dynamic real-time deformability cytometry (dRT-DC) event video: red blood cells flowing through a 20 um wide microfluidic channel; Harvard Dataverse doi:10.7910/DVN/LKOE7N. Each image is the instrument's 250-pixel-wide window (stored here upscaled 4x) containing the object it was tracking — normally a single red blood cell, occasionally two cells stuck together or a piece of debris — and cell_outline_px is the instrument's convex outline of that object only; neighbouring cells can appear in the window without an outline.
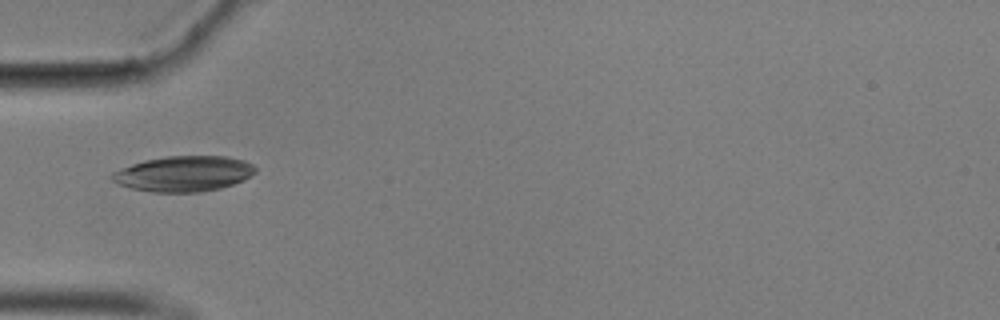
{"species": "common noctule bat (a hibernating species)", "species_latin": "Nyctalus noctula", "temperature_condition": "cold", "stored_images_in_passage": 32, "camera_frame_rate_fps": 3000, "um_per_image_px": 0.085, "animal": {"sex": "male", "body_mass_g": 17.9}, "frame": {"image": 1, "passage_image": 1, "time_ms": 0.0, "image_size_px": [1000, 320], "cell_outline_px": [[256, 172], [244, 180], [220, 188], [200, 192], [152, 192], [132, 188], [120, 184], [112, 180], [108, 176], [112, 172], [120, 168], [144, 160], [164, 156], [228, 156], [244, 160], [252, 164], [256, 168]], "centroid_in_image_um": [15.61, 14.76], "position_along_channel_um": 69.4, "area_um2": 29.77}}
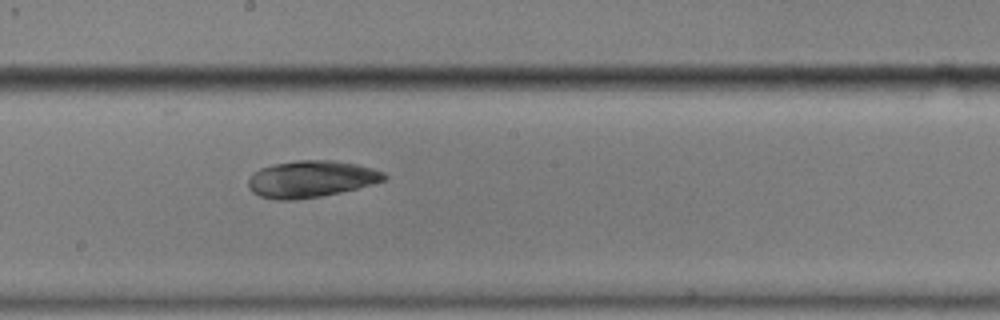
{"frame": {"image": 2, "passage_image": 14, "time_ms": 4.333, "image_size_px": [1000, 320], "cell_outline_px": [[388, 176], [384, 180], [356, 188], [340, 192], [320, 196], [292, 200], [276, 200], [260, 196], [252, 192], [248, 188], [248, 180], [252, 172], [260, 168], [272, 164], [296, 160], [332, 160], [356, 164], [372, 168], [384, 172]], "centroid_in_image_um": [26.39, 15.21], "position_along_channel_um": 221.8, "area_um2": 29.07}}
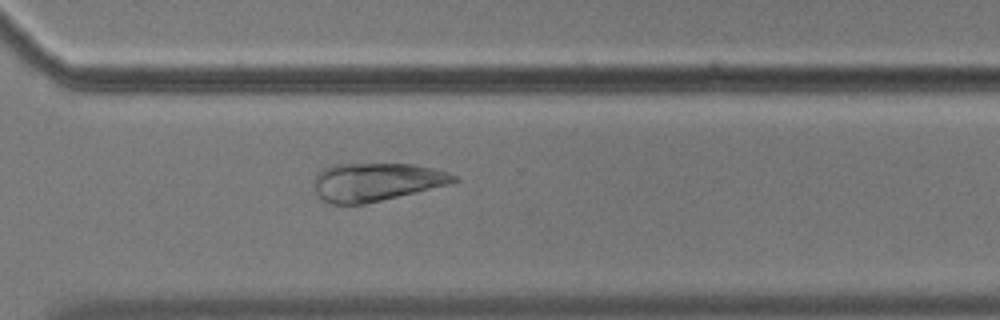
{"frame": {"image": 3, "passage_image": 24, "time_ms": 7.667, "image_size_px": [1000, 320], "cell_outline_px": [[460, 180], [452, 184], [364, 204], [332, 204], [324, 200], [316, 192], [312, 184], [312, 180], [316, 172], [332, 164], [412, 164], [432, 168], [448, 172], [460, 176]], "centroid_in_image_um": [31.99, 15.46], "position_along_channel_um": 338.6, "area_um2": 31.44}}